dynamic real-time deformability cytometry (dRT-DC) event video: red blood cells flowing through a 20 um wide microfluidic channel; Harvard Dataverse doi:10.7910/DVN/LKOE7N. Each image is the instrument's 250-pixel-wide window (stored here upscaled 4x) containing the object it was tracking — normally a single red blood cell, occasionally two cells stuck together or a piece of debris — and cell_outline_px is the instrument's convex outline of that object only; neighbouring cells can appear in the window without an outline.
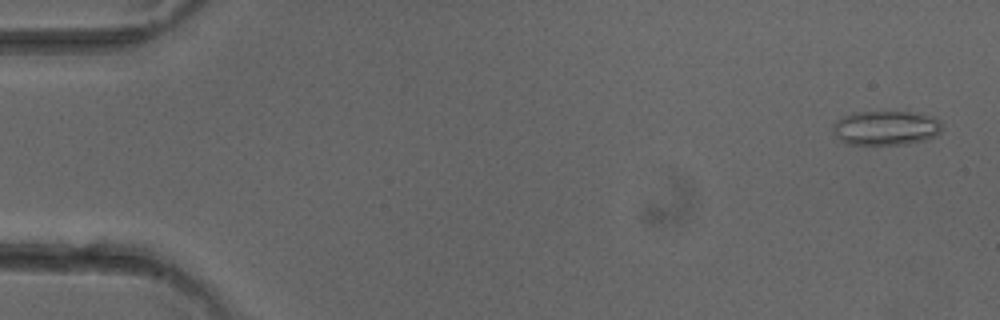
{"species": "common noctule bat (a hibernating species)", "species_latin": "Nyctalus noctula", "temperature_condition": "cold", "stored_images_in_passage": 10, "camera_frame_rate_fps": 3000, "um_per_image_px": 0.085, "animal": {"sex": "female"}, "frame": {"image": 1, "passage_image": 2, "time_ms": 0.333, "image_size_px": [1000, 320], "cell_outline_px": [[940, 132], [936, 136], [928, 140], [904, 144], [844, 144], [836, 136], [832, 128], [832, 124], [836, 120], [852, 112], [912, 112], [932, 116], [940, 120]], "centroid_in_image_um": [75.28, 10.88], "position_along_channel_um": 9.7, "area_um2": 22.02}}